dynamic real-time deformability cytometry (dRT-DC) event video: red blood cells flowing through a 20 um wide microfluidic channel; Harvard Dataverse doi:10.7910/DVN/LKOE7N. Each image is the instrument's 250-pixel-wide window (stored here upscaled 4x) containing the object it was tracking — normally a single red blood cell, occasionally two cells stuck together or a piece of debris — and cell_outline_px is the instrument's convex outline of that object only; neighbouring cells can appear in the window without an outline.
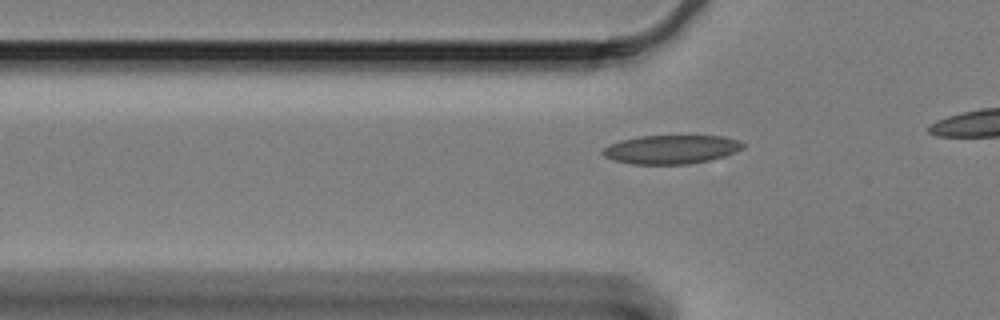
{"species": "Egyptian fruit bat (a non-hibernating species)", "species_latin": "Rousettus aegyptiacus", "temperature_condition": "cold", "stored_images_in_passage": 22, "camera_frame_rate_fps": 3000, "um_per_image_px": 0.085, "animal": {"sex": "female"}, "frame": {"image": 1, "passage_image": 15, "time_ms": 4.667, "image_size_px": [1000, 320], "cell_outline_px": [[744, 148], [736, 152], [724, 156], [708, 160], [688, 164], [632, 164], [616, 160], [604, 156], [600, 152], [608, 144], [620, 140], [640, 136], [724, 136], [736, 140], [744, 144]], "centroid_in_image_um": [57.03, 12.7], "position_along_channel_um": 68.8, "area_um2": 23.41}}
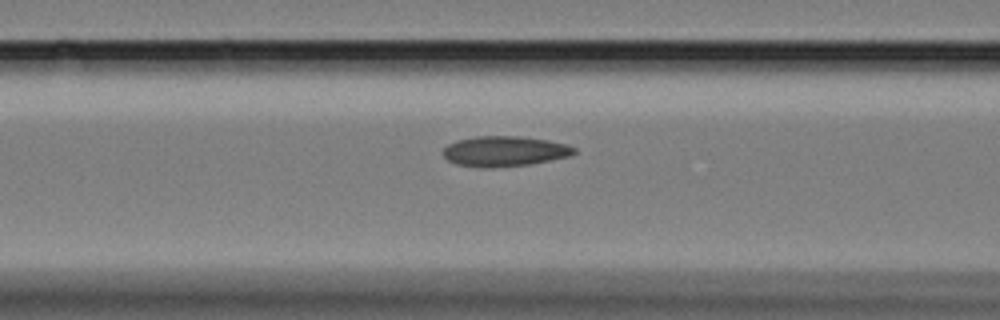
{"frame": {"image": 2, "passage_image": 20, "time_ms": 6.333, "image_size_px": [1000, 320], "cell_outline_px": [[576, 152], [572, 156], [528, 164], [492, 168], [480, 168], [456, 164], [448, 160], [444, 156], [444, 148], [448, 144], [456, 140], [476, 136], [516, 136], [548, 140], [568, 144], [576, 148]], "centroid_in_image_um": [42.9, 12.86], "position_along_channel_um": 123.7, "area_um2": 23.24}}